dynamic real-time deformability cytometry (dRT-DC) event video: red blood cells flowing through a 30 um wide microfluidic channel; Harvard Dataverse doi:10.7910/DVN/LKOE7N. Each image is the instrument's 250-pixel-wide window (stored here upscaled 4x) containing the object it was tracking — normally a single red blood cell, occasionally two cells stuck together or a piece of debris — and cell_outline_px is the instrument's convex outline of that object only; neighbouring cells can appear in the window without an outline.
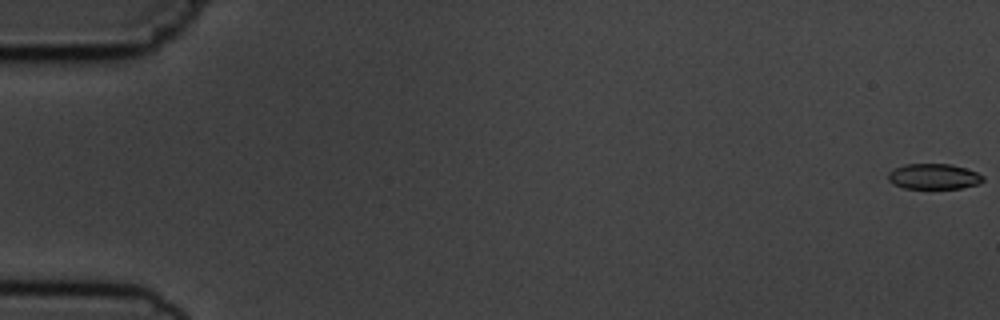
{"species": "common noctule bat (a hibernating species)", "species_latin": "Nyctalus noctula", "temperature_condition": "cold", "stored_images_in_passage": 8, "camera_frame_rate_fps": 3000, "um_per_image_px": 0.085, "animal": {"sex": "male", "body_mass_g": 19.5, "forearm_length_mm": 54.6}, "frame": {"image": 1, "passage_image": 1, "time_ms": 0.0, "image_size_px": [1000, 320], "cell_outline_px": [[984, 180], [980, 184], [960, 188], [904, 188], [892, 184], [888, 180], [888, 172], [904, 164], [952, 164], [976, 172], [984, 176]], "centroid_in_image_um": [79.37, 15.0], "position_along_channel_um": 5.6, "area_um2": 14.1}}
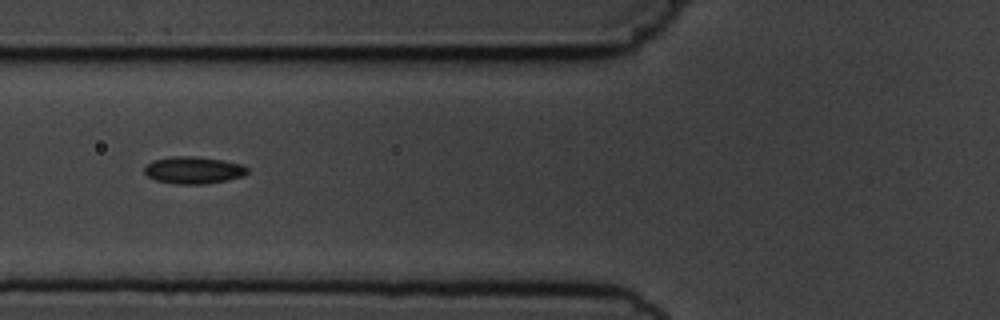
{"frame": {"image": 2, "passage_image": 7, "time_ms": 7.0, "image_size_px": [1000, 320], "cell_outline_px": [[248, 172], [244, 176], [228, 180], [204, 184], [172, 184], [156, 180], [148, 176], [144, 172], [144, 168], [152, 160], [172, 156], [196, 156], [224, 160], [244, 164], [248, 168]], "centroid_in_image_um": [16.48, 14.46], "position_along_channel_um": 109.3, "area_um2": 16.53}}
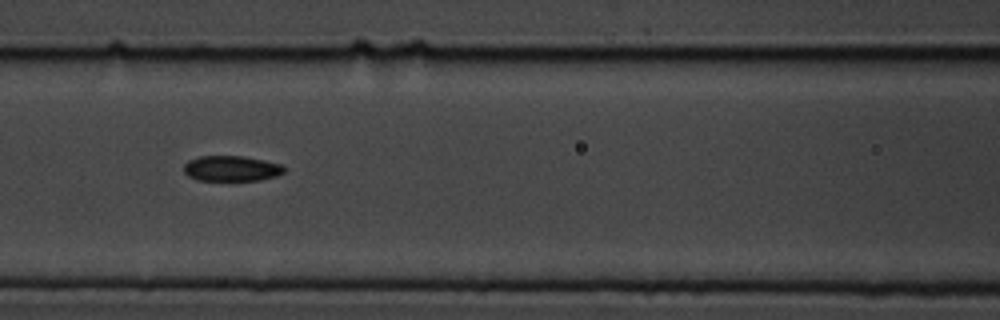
{"frame": {"image": 3, "passage_image": 8, "time_ms": 8.0, "image_size_px": [1000, 320], "cell_outline_px": [[284, 172], [276, 176], [260, 180], [196, 180], [188, 176], [184, 172], [184, 164], [188, 160], [200, 156], [244, 156], [264, 160], [280, 164], [284, 168]], "centroid_in_image_um": [19.64, 14.32], "position_along_channel_um": 147.0, "area_um2": 14.85}}